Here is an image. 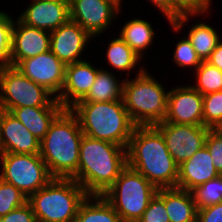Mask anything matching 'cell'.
Masks as SVG:
<instances>
[{
	"label": "cell",
	"instance_id": "obj_10",
	"mask_svg": "<svg viewBox=\"0 0 222 222\" xmlns=\"http://www.w3.org/2000/svg\"><path fill=\"white\" fill-rule=\"evenodd\" d=\"M155 127L162 133L167 149L179 166L205 146L211 130L203 125L175 124L163 121Z\"/></svg>",
	"mask_w": 222,
	"mask_h": 222
},
{
	"label": "cell",
	"instance_id": "obj_7",
	"mask_svg": "<svg viewBox=\"0 0 222 222\" xmlns=\"http://www.w3.org/2000/svg\"><path fill=\"white\" fill-rule=\"evenodd\" d=\"M157 190L146 177L127 165L114 184L101 196L123 222H138Z\"/></svg>",
	"mask_w": 222,
	"mask_h": 222
},
{
	"label": "cell",
	"instance_id": "obj_22",
	"mask_svg": "<svg viewBox=\"0 0 222 222\" xmlns=\"http://www.w3.org/2000/svg\"><path fill=\"white\" fill-rule=\"evenodd\" d=\"M123 84L118 81L113 72L101 68L90 91L86 97L79 102H108L123 100Z\"/></svg>",
	"mask_w": 222,
	"mask_h": 222
},
{
	"label": "cell",
	"instance_id": "obj_39",
	"mask_svg": "<svg viewBox=\"0 0 222 222\" xmlns=\"http://www.w3.org/2000/svg\"><path fill=\"white\" fill-rule=\"evenodd\" d=\"M154 6H156L167 18L168 22H171V0H150Z\"/></svg>",
	"mask_w": 222,
	"mask_h": 222
},
{
	"label": "cell",
	"instance_id": "obj_28",
	"mask_svg": "<svg viewBox=\"0 0 222 222\" xmlns=\"http://www.w3.org/2000/svg\"><path fill=\"white\" fill-rule=\"evenodd\" d=\"M195 72L196 86L192 87L202 95L222 90V71L217 67L207 61H202Z\"/></svg>",
	"mask_w": 222,
	"mask_h": 222
},
{
	"label": "cell",
	"instance_id": "obj_41",
	"mask_svg": "<svg viewBox=\"0 0 222 222\" xmlns=\"http://www.w3.org/2000/svg\"><path fill=\"white\" fill-rule=\"evenodd\" d=\"M211 130L222 139V122L216 124Z\"/></svg>",
	"mask_w": 222,
	"mask_h": 222
},
{
	"label": "cell",
	"instance_id": "obj_32",
	"mask_svg": "<svg viewBox=\"0 0 222 222\" xmlns=\"http://www.w3.org/2000/svg\"><path fill=\"white\" fill-rule=\"evenodd\" d=\"M222 122V90L203 95V126L213 128Z\"/></svg>",
	"mask_w": 222,
	"mask_h": 222
},
{
	"label": "cell",
	"instance_id": "obj_24",
	"mask_svg": "<svg viewBox=\"0 0 222 222\" xmlns=\"http://www.w3.org/2000/svg\"><path fill=\"white\" fill-rule=\"evenodd\" d=\"M92 198V200H90ZM74 222H123L101 195H88L80 204Z\"/></svg>",
	"mask_w": 222,
	"mask_h": 222
},
{
	"label": "cell",
	"instance_id": "obj_14",
	"mask_svg": "<svg viewBox=\"0 0 222 222\" xmlns=\"http://www.w3.org/2000/svg\"><path fill=\"white\" fill-rule=\"evenodd\" d=\"M91 36L76 22L69 19L50 32V51L65 65L81 62V53Z\"/></svg>",
	"mask_w": 222,
	"mask_h": 222
},
{
	"label": "cell",
	"instance_id": "obj_23",
	"mask_svg": "<svg viewBox=\"0 0 222 222\" xmlns=\"http://www.w3.org/2000/svg\"><path fill=\"white\" fill-rule=\"evenodd\" d=\"M120 32L118 36L141 58L155 36L151 23L139 18L126 22Z\"/></svg>",
	"mask_w": 222,
	"mask_h": 222
},
{
	"label": "cell",
	"instance_id": "obj_18",
	"mask_svg": "<svg viewBox=\"0 0 222 222\" xmlns=\"http://www.w3.org/2000/svg\"><path fill=\"white\" fill-rule=\"evenodd\" d=\"M0 153L40 154V140L9 111L2 121Z\"/></svg>",
	"mask_w": 222,
	"mask_h": 222
},
{
	"label": "cell",
	"instance_id": "obj_31",
	"mask_svg": "<svg viewBox=\"0 0 222 222\" xmlns=\"http://www.w3.org/2000/svg\"><path fill=\"white\" fill-rule=\"evenodd\" d=\"M14 20L0 11V69L11 66V41Z\"/></svg>",
	"mask_w": 222,
	"mask_h": 222
},
{
	"label": "cell",
	"instance_id": "obj_38",
	"mask_svg": "<svg viewBox=\"0 0 222 222\" xmlns=\"http://www.w3.org/2000/svg\"><path fill=\"white\" fill-rule=\"evenodd\" d=\"M206 61L222 71V41L217 44Z\"/></svg>",
	"mask_w": 222,
	"mask_h": 222
},
{
	"label": "cell",
	"instance_id": "obj_21",
	"mask_svg": "<svg viewBox=\"0 0 222 222\" xmlns=\"http://www.w3.org/2000/svg\"><path fill=\"white\" fill-rule=\"evenodd\" d=\"M63 107H20L9 112L14 115L38 140H42Z\"/></svg>",
	"mask_w": 222,
	"mask_h": 222
},
{
	"label": "cell",
	"instance_id": "obj_12",
	"mask_svg": "<svg viewBox=\"0 0 222 222\" xmlns=\"http://www.w3.org/2000/svg\"><path fill=\"white\" fill-rule=\"evenodd\" d=\"M16 67L33 82L45 87L56 98L60 95L64 85L66 65L50 50L22 60Z\"/></svg>",
	"mask_w": 222,
	"mask_h": 222
},
{
	"label": "cell",
	"instance_id": "obj_25",
	"mask_svg": "<svg viewBox=\"0 0 222 222\" xmlns=\"http://www.w3.org/2000/svg\"><path fill=\"white\" fill-rule=\"evenodd\" d=\"M187 38L202 61H206L221 41L217 31L207 23H194Z\"/></svg>",
	"mask_w": 222,
	"mask_h": 222
},
{
	"label": "cell",
	"instance_id": "obj_11",
	"mask_svg": "<svg viewBox=\"0 0 222 222\" xmlns=\"http://www.w3.org/2000/svg\"><path fill=\"white\" fill-rule=\"evenodd\" d=\"M69 11L70 19L93 38L105 32L121 10L106 0H70Z\"/></svg>",
	"mask_w": 222,
	"mask_h": 222
},
{
	"label": "cell",
	"instance_id": "obj_15",
	"mask_svg": "<svg viewBox=\"0 0 222 222\" xmlns=\"http://www.w3.org/2000/svg\"><path fill=\"white\" fill-rule=\"evenodd\" d=\"M50 50V32L14 21L11 41V66Z\"/></svg>",
	"mask_w": 222,
	"mask_h": 222
},
{
	"label": "cell",
	"instance_id": "obj_1",
	"mask_svg": "<svg viewBox=\"0 0 222 222\" xmlns=\"http://www.w3.org/2000/svg\"><path fill=\"white\" fill-rule=\"evenodd\" d=\"M127 165L146 177L157 189L177 185L178 165L155 126L135 127L127 147Z\"/></svg>",
	"mask_w": 222,
	"mask_h": 222
},
{
	"label": "cell",
	"instance_id": "obj_29",
	"mask_svg": "<svg viewBox=\"0 0 222 222\" xmlns=\"http://www.w3.org/2000/svg\"><path fill=\"white\" fill-rule=\"evenodd\" d=\"M198 208L222 202V175L213 178L192 190Z\"/></svg>",
	"mask_w": 222,
	"mask_h": 222
},
{
	"label": "cell",
	"instance_id": "obj_26",
	"mask_svg": "<svg viewBox=\"0 0 222 222\" xmlns=\"http://www.w3.org/2000/svg\"><path fill=\"white\" fill-rule=\"evenodd\" d=\"M106 58L112 68L120 72L127 71V75H130V72L134 70L138 62L142 59L120 37L113 38L109 43Z\"/></svg>",
	"mask_w": 222,
	"mask_h": 222
},
{
	"label": "cell",
	"instance_id": "obj_4",
	"mask_svg": "<svg viewBox=\"0 0 222 222\" xmlns=\"http://www.w3.org/2000/svg\"><path fill=\"white\" fill-rule=\"evenodd\" d=\"M84 135L128 147L136 127L123 100L78 102L70 108Z\"/></svg>",
	"mask_w": 222,
	"mask_h": 222
},
{
	"label": "cell",
	"instance_id": "obj_3",
	"mask_svg": "<svg viewBox=\"0 0 222 222\" xmlns=\"http://www.w3.org/2000/svg\"><path fill=\"white\" fill-rule=\"evenodd\" d=\"M83 135L70 109H64L51 123L40 141V156L54 178H71L77 172Z\"/></svg>",
	"mask_w": 222,
	"mask_h": 222
},
{
	"label": "cell",
	"instance_id": "obj_17",
	"mask_svg": "<svg viewBox=\"0 0 222 222\" xmlns=\"http://www.w3.org/2000/svg\"><path fill=\"white\" fill-rule=\"evenodd\" d=\"M70 2L32 0L17 17L22 23L46 31H54L70 19Z\"/></svg>",
	"mask_w": 222,
	"mask_h": 222
},
{
	"label": "cell",
	"instance_id": "obj_19",
	"mask_svg": "<svg viewBox=\"0 0 222 222\" xmlns=\"http://www.w3.org/2000/svg\"><path fill=\"white\" fill-rule=\"evenodd\" d=\"M220 174L212 163L211 155L204 146L191 158L178 166L177 188L192 191L197 186L216 178Z\"/></svg>",
	"mask_w": 222,
	"mask_h": 222
},
{
	"label": "cell",
	"instance_id": "obj_6",
	"mask_svg": "<svg viewBox=\"0 0 222 222\" xmlns=\"http://www.w3.org/2000/svg\"><path fill=\"white\" fill-rule=\"evenodd\" d=\"M88 194L72 178H53L28 198L36 221L74 222Z\"/></svg>",
	"mask_w": 222,
	"mask_h": 222
},
{
	"label": "cell",
	"instance_id": "obj_2",
	"mask_svg": "<svg viewBox=\"0 0 222 222\" xmlns=\"http://www.w3.org/2000/svg\"><path fill=\"white\" fill-rule=\"evenodd\" d=\"M127 166V148L83 135L77 172L71 177L90 196L102 195Z\"/></svg>",
	"mask_w": 222,
	"mask_h": 222
},
{
	"label": "cell",
	"instance_id": "obj_5",
	"mask_svg": "<svg viewBox=\"0 0 222 222\" xmlns=\"http://www.w3.org/2000/svg\"><path fill=\"white\" fill-rule=\"evenodd\" d=\"M144 67L135 78L124 79L123 102L136 126H155L167 114L168 93Z\"/></svg>",
	"mask_w": 222,
	"mask_h": 222
},
{
	"label": "cell",
	"instance_id": "obj_40",
	"mask_svg": "<svg viewBox=\"0 0 222 222\" xmlns=\"http://www.w3.org/2000/svg\"><path fill=\"white\" fill-rule=\"evenodd\" d=\"M7 111L8 110L6 109L2 101L0 100V135H1V128H2V121Z\"/></svg>",
	"mask_w": 222,
	"mask_h": 222
},
{
	"label": "cell",
	"instance_id": "obj_9",
	"mask_svg": "<svg viewBox=\"0 0 222 222\" xmlns=\"http://www.w3.org/2000/svg\"><path fill=\"white\" fill-rule=\"evenodd\" d=\"M0 179L13 184L27 198L54 177L40 154L0 153Z\"/></svg>",
	"mask_w": 222,
	"mask_h": 222
},
{
	"label": "cell",
	"instance_id": "obj_30",
	"mask_svg": "<svg viewBox=\"0 0 222 222\" xmlns=\"http://www.w3.org/2000/svg\"><path fill=\"white\" fill-rule=\"evenodd\" d=\"M28 198L13 184L0 179V218L22 206Z\"/></svg>",
	"mask_w": 222,
	"mask_h": 222
},
{
	"label": "cell",
	"instance_id": "obj_27",
	"mask_svg": "<svg viewBox=\"0 0 222 222\" xmlns=\"http://www.w3.org/2000/svg\"><path fill=\"white\" fill-rule=\"evenodd\" d=\"M210 6L211 0H171L170 26L178 32L191 16L206 14Z\"/></svg>",
	"mask_w": 222,
	"mask_h": 222
},
{
	"label": "cell",
	"instance_id": "obj_42",
	"mask_svg": "<svg viewBox=\"0 0 222 222\" xmlns=\"http://www.w3.org/2000/svg\"><path fill=\"white\" fill-rule=\"evenodd\" d=\"M106 1L114 4L119 10H120V8H121V6H122V5H121L122 0H106Z\"/></svg>",
	"mask_w": 222,
	"mask_h": 222
},
{
	"label": "cell",
	"instance_id": "obj_44",
	"mask_svg": "<svg viewBox=\"0 0 222 222\" xmlns=\"http://www.w3.org/2000/svg\"><path fill=\"white\" fill-rule=\"evenodd\" d=\"M37 222H55V221H37Z\"/></svg>",
	"mask_w": 222,
	"mask_h": 222
},
{
	"label": "cell",
	"instance_id": "obj_36",
	"mask_svg": "<svg viewBox=\"0 0 222 222\" xmlns=\"http://www.w3.org/2000/svg\"><path fill=\"white\" fill-rule=\"evenodd\" d=\"M0 222H37L30 203L27 201L0 218Z\"/></svg>",
	"mask_w": 222,
	"mask_h": 222
},
{
	"label": "cell",
	"instance_id": "obj_16",
	"mask_svg": "<svg viewBox=\"0 0 222 222\" xmlns=\"http://www.w3.org/2000/svg\"><path fill=\"white\" fill-rule=\"evenodd\" d=\"M99 70L85 59L66 65L64 85L56 98L64 109H70L86 97Z\"/></svg>",
	"mask_w": 222,
	"mask_h": 222
},
{
	"label": "cell",
	"instance_id": "obj_33",
	"mask_svg": "<svg viewBox=\"0 0 222 222\" xmlns=\"http://www.w3.org/2000/svg\"><path fill=\"white\" fill-rule=\"evenodd\" d=\"M173 61L180 67H194L195 70L202 63L187 37H183L176 44Z\"/></svg>",
	"mask_w": 222,
	"mask_h": 222
},
{
	"label": "cell",
	"instance_id": "obj_34",
	"mask_svg": "<svg viewBox=\"0 0 222 222\" xmlns=\"http://www.w3.org/2000/svg\"><path fill=\"white\" fill-rule=\"evenodd\" d=\"M138 222H170L164 201L156 194Z\"/></svg>",
	"mask_w": 222,
	"mask_h": 222
},
{
	"label": "cell",
	"instance_id": "obj_13",
	"mask_svg": "<svg viewBox=\"0 0 222 222\" xmlns=\"http://www.w3.org/2000/svg\"><path fill=\"white\" fill-rule=\"evenodd\" d=\"M165 122L203 125V95L191 86H179L168 93Z\"/></svg>",
	"mask_w": 222,
	"mask_h": 222
},
{
	"label": "cell",
	"instance_id": "obj_43",
	"mask_svg": "<svg viewBox=\"0 0 222 222\" xmlns=\"http://www.w3.org/2000/svg\"><path fill=\"white\" fill-rule=\"evenodd\" d=\"M47 1L70 2V0H47Z\"/></svg>",
	"mask_w": 222,
	"mask_h": 222
},
{
	"label": "cell",
	"instance_id": "obj_20",
	"mask_svg": "<svg viewBox=\"0 0 222 222\" xmlns=\"http://www.w3.org/2000/svg\"><path fill=\"white\" fill-rule=\"evenodd\" d=\"M156 194L164 201L170 222H197L198 207L192 191L160 188Z\"/></svg>",
	"mask_w": 222,
	"mask_h": 222
},
{
	"label": "cell",
	"instance_id": "obj_37",
	"mask_svg": "<svg viewBox=\"0 0 222 222\" xmlns=\"http://www.w3.org/2000/svg\"><path fill=\"white\" fill-rule=\"evenodd\" d=\"M197 222H222V202L198 208Z\"/></svg>",
	"mask_w": 222,
	"mask_h": 222
},
{
	"label": "cell",
	"instance_id": "obj_8",
	"mask_svg": "<svg viewBox=\"0 0 222 222\" xmlns=\"http://www.w3.org/2000/svg\"><path fill=\"white\" fill-rule=\"evenodd\" d=\"M0 100L8 111L26 106L63 107L51 92L15 66L0 69Z\"/></svg>",
	"mask_w": 222,
	"mask_h": 222
},
{
	"label": "cell",
	"instance_id": "obj_35",
	"mask_svg": "<svg viewBox=\"0 0 222 222\" xmlns=\"http://www.w3.org/2000/svg\"><path fill=\"white\" fill-rule=\"evenodd\" d=\"M205 147L211 155L215 169L222 175V139L210 130L206 138Z\"/></svg>",
	"mask_w": 222,
	"mask_h": 222
}]
</instances>
